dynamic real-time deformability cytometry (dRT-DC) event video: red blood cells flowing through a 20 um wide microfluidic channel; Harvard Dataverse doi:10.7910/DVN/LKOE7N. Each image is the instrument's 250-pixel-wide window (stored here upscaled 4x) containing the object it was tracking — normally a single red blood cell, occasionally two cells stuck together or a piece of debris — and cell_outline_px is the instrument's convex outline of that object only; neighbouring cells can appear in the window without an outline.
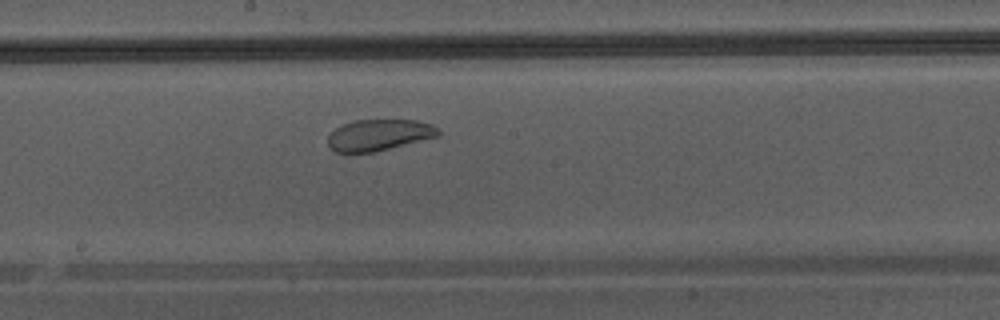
{"species": "Egyptian fruit bat (a non-hibernating species)", "species_latin": "Rousettus aegyptiacus", "temperature_condition": "warm", "stored_images_in_passage": 36, "camera_frame_rate_fps": 3000, "um_per_image_px": 0.085, "animal": {"sex": "male"}, "frame": {"image": 1, "passage_image": 16, "time_ms": 5.0, "image_size_px": [1000, 320], "cell_outline_px": [[440, 136], [372, 152], [336, 152], [328, 148], [328, 136], [336, 128], [352, 120], [420, 120], [432, 124], [440, 128]], "centroid_in_image_um": [32.24, 11.46], "position_along_channel_um": 216.0, "area_um2": 20.17}}